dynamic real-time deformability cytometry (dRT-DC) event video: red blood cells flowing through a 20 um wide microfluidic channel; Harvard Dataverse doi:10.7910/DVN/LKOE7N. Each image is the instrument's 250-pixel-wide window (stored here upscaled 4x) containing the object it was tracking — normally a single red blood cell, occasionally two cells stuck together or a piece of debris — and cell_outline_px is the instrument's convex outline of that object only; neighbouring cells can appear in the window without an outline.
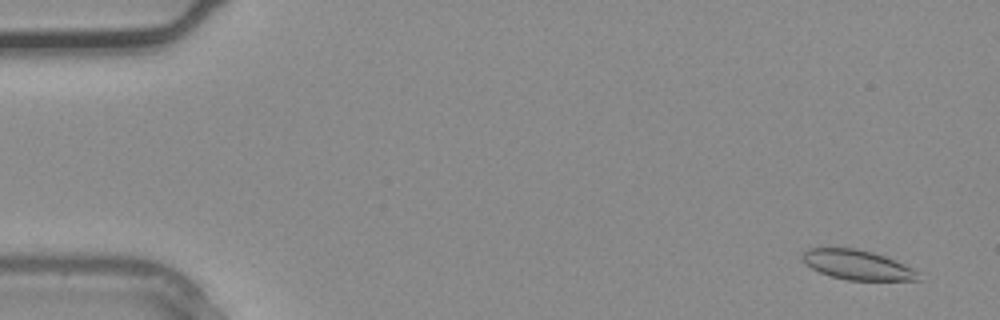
{"species": "common noctule bat (a hibernating species)", "species_latin": "Nyctalus noctula", "temperature_condition": "warm", "stored_images_in_passage": 3, "camera_frame_rate_fps": 3000, "um_per_image_px": 0.085, "animal": {"sex": "male", "body_mass_g": 20.4}, "frame": {"image": 1, "passage_image": 1, "time_ms": 0.0, "image_size_px": [1000, 320], "cell_outline_px": [[920, 280], [848, 280], [832, 276], [820, 272], [812, 268], [800, 260], [800, 256], [808, 248], [852, 248], [872, 252], [884, 256], [904, 264], [920, 272]], "centroid_in_image_um": [72.86, 22.51], "position_along_channel_um": 12.1, "area_um2": 19.94}}
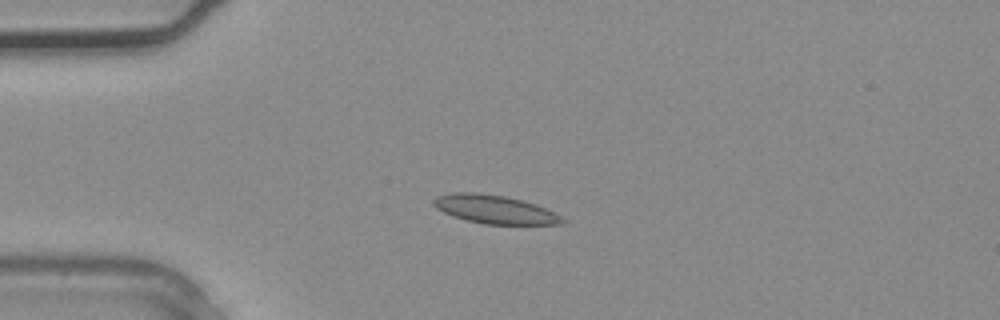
{"frame": {"image": 2, "passage_image": 3, "time_ms": 0.667, "image_size_px": [1000, 320], "cell_outline_px": [[568, 220], [564, 224], [484, 224], [452, 216], [436, 208], [432, 204], [432, 200], [436, 196], [452, 192], [476, 192], [504, 196], [524, 200], [536, 204]], "centroid_in_image_um": [42.03, 17.79], "position_along_channel_um": 43.0, "area_um2": 21.39}}